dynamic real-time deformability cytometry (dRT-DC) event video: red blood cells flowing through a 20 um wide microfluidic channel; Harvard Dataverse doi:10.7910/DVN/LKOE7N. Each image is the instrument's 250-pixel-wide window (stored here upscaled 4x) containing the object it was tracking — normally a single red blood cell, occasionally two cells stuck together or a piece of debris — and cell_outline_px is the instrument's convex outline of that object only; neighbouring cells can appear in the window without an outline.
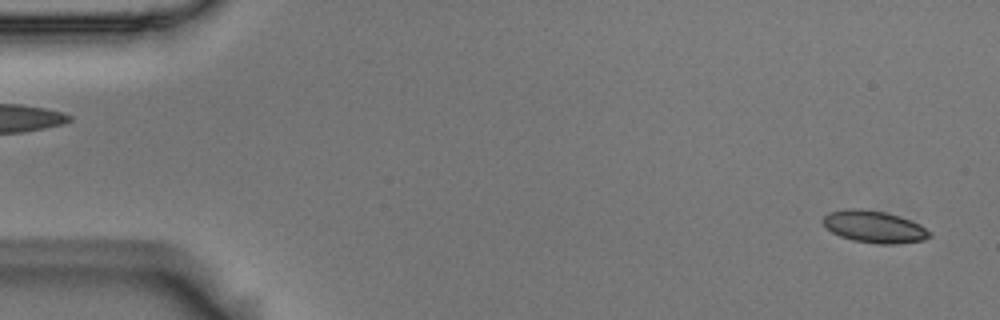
{"species": "Egyptian fruit bat (a non-hibernating species)", "species_latin": "Rousettus aegyptiacus", "temperature_condition": "room temperature", "stored_images_in_passage": 54, "camera_frame_rate_fps": 3000, "um_per_image_px": 0.085, "animal": {"sex": "male"}, "frame": {"image": 1, "passage_image": 2, "time_ms": 0.333, "image_size_px": [1000, 320], "cell_outline_px": [[932, 236], [924, 240], [896, 244], [880, 244], [852, 240], [840, 236], [832, 232], [820, 220], [828, 212], [848, 208], [860, 208], [884, 212], [900, 216], [920, 224], [932, 232]], "centroid_in_image_um": [74.32, 19.27], "position_along_channel_um": 10.7, "area_um2": 20.06}}
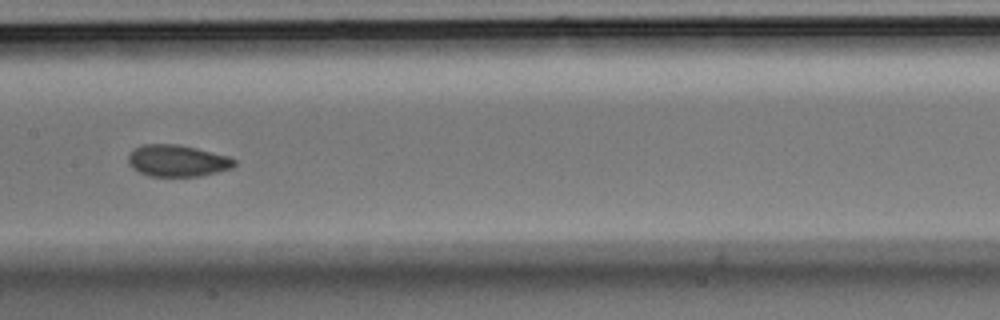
{"frame": {"image": 2, "passage_image": 27, "time_ms": 8.667, "image_size_px": [1000, 320], "cell_outline_px": [[236, 164], [232, 168], [200, 176], [148, 176], [140, 172], [128, 164], [128, 156], [136, 148], [144, 144], [180, 144], [228, 156], [236, 160]], "centroid_in_image_um": [15.09, 13.66], "position_along_channel_um": 192.3, "area_um2": 19.48}}
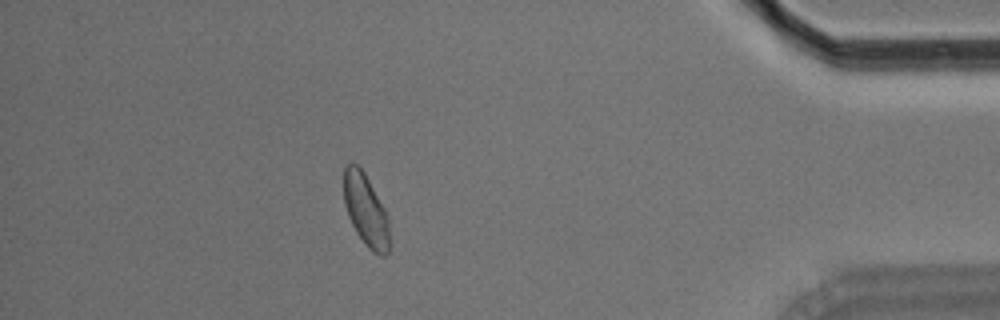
{"frame": {"image": 3, "passage_image": 48, "time_ms": 15.667, "image_size_px": [1000, 320], "cell_outline_px": [[388, 252], [384, 256], [380, 256], [372, 252], [368, 248], [356, 232], [348, 216], [344, 204], [344, 164], [356, 164], [364, 172], [384, 208], [388, 216]], "centroid_in_image_um": [31.07, 17.87], "position_along_channel_um": 404.1, "area_um2": 18.96}, "authors_computed_cell_mechanics": {"area_um2": 19.652, "velocity_mm_per_s": 3.6696, "shape_relaxation_time_tau1_ms": 4.8926, "shape_relaxation_time_tau2_ms": 1.2267, "deformation_change_tau1": 0.1047, "deformation_change_tau2": 0.0399}}